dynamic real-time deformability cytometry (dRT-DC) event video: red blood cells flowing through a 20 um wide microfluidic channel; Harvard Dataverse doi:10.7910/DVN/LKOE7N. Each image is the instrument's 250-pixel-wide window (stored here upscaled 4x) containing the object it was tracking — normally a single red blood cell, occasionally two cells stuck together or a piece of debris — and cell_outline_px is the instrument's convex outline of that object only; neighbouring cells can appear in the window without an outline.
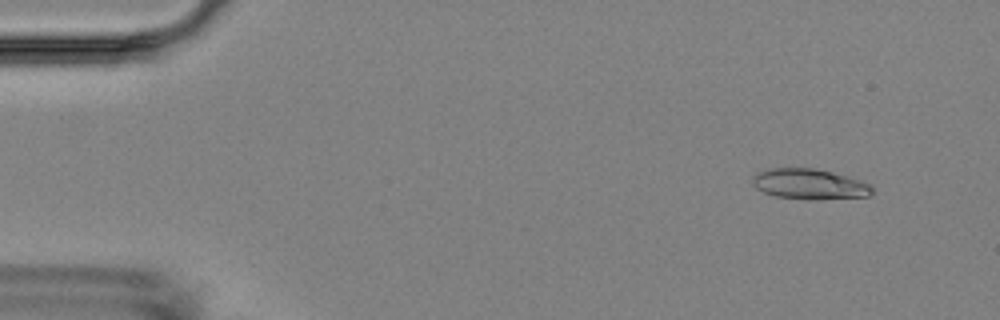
{"species": "Egyptian fruit bat (a non-hibernating species)", "species_latin": "Rousettus aegyptiacus", "temperature_condition": "room temperature", "stored_images_in_passage": 4, "camera_frame_rate_fps": 3000, "um_per_image_px": 0.085, "animal": {"sex": "female"}, "frame": {"image": 1, "passage_image": 1, "time_ms": 0.0, "image_size_px": [1000, 320], "cell_outline_px": [[872, 192], [868, 196], [776, 196], [764, 192], [756, 188], [752, 184], [752, 176], [768, 168], [812, 168], [832, 172], [860, 180], [868, 184], [872, 188]], "centroid_in_image_um": [68.72, 15.57], "position_along_channel_um": 16.3, "area_um2": 19.71}}
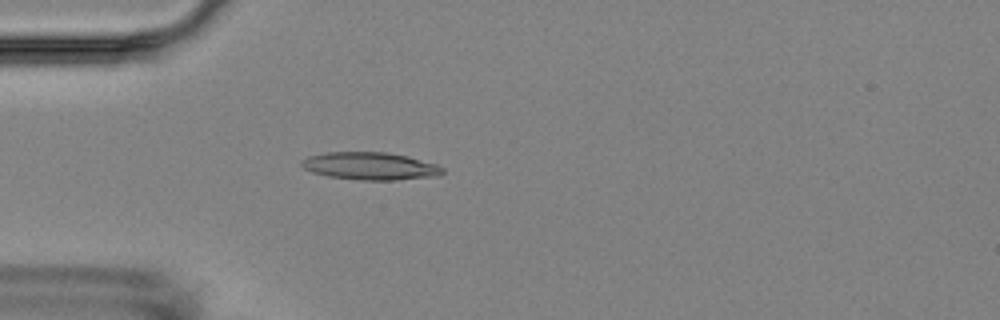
{"frame": {"image": 2, "passage_image": 4, "time_ms": 3.667, "image_size_px": [1000, 320], "cell_outline_px": [[444, 172], [440, 176], [396, 180], [360, 180], [328, 176], [312, 172], [304, 168], [300, 164], [300, 160], [308, 156], [328, 152], [388, 152], [408, 156], [436, 164], [444, 168]], "centroid_in_image_um": [31.48, 14.11], "position_along_channel_um": 53.5, "area_um2": 22.83}}